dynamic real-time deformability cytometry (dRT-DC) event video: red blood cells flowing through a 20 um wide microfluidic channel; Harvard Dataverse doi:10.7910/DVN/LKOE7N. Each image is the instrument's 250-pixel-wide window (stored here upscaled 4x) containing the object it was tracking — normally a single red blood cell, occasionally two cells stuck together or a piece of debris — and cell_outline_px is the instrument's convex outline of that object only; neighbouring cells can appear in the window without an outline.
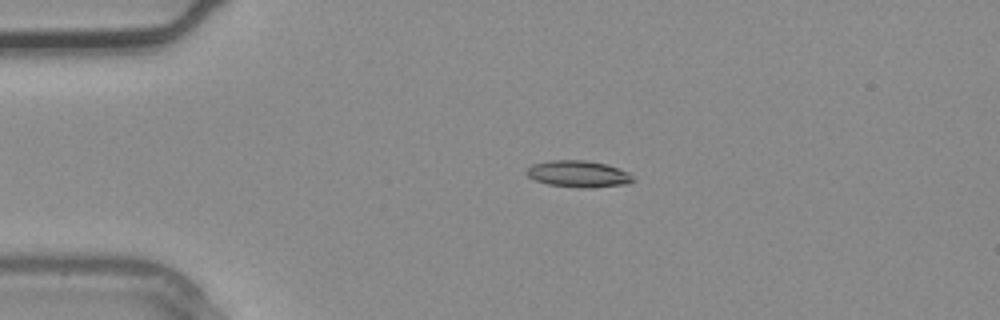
{"species": "common noctule bat (a hibernating species)", "species_latin": "Nyctalus noctula", "temperature_condition": "warm", "stored_images_in_passage": 3, "camera_frame_rate_fps": 3000, "um_per_image_px": 0.085, "animal": {"sex": "male", "body_mass_g": 20.4}, "frame": {"image": 1, "passage_image": 3, "time_ms": 0.667, "image_size_px": [1000, 320], "cell_outline_px": [[636, 180], [628, 184], [592, 188], [580, 188], [548, 184], [536, 180], [528, 176], [524, 172], [532, 164], [548, 160], [584, 160], [608, 164], [628, 172]], "centroid_in_image_um": [49.18, 14.78], "position_along_channel_um": 35.8, "area_um2": 16.7}}